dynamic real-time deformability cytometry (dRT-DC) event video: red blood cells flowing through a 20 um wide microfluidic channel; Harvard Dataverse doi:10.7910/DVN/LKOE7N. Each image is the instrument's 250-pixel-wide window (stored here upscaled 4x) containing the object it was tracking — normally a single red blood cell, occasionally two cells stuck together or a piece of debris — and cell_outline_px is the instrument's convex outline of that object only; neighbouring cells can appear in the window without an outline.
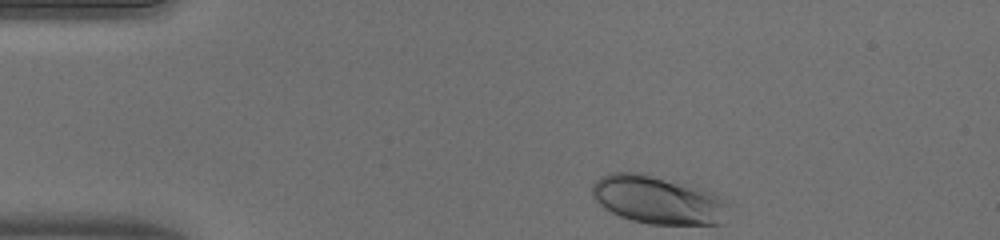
{"species": "human", "species_latin": "Homo sapiens", "temperature_condition": "warm", "stored_images_in_passage": 36, "camera_frame_rate_fps": 3000, "um_per_image_px": 0.085, "donor": {"sex": "male"}, "frame": {"image": 1, "passage_image": 1, "time_ms": 0.0, "image_size_px": [1000, 240], "cell_outline_px": [[728, 204], [724, 224], [648, 224], [632, 220], [620, 216], [604, 208], [592, 196], [592, 184], [600, 176], [612, 172], [644, 172], [692, 184], [712, 192], [728, 200]], "centroid_in_image_um": [55.95, 16.96], "position_along_channel_um": 29.1, "area_um2": 38.96}}
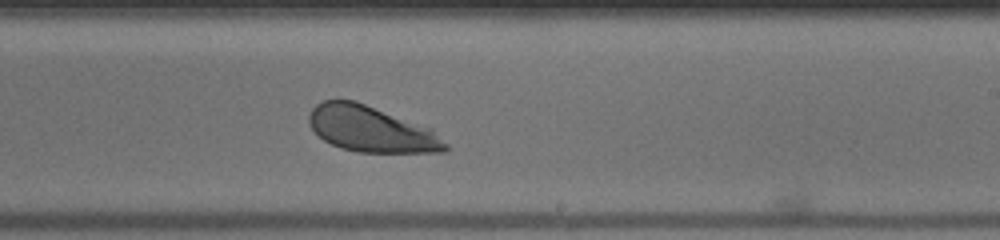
{"frame": {"image": 2, "passage_image": 23, "time_ms": 7.333, "image_size_px": [1000, 240], "cell_outline_px": [[448, 152], [356, 152], [340, 148], [324, 140], [308, 124], [308, 116], [312, 108], [316, 104], [324, 100], [356, 100], [432, 128], [448, 144]], "centroid_in_image_um": [31.57, 10.97], "position_along_channel_um": 257.4, "area_um2": 36.65}}
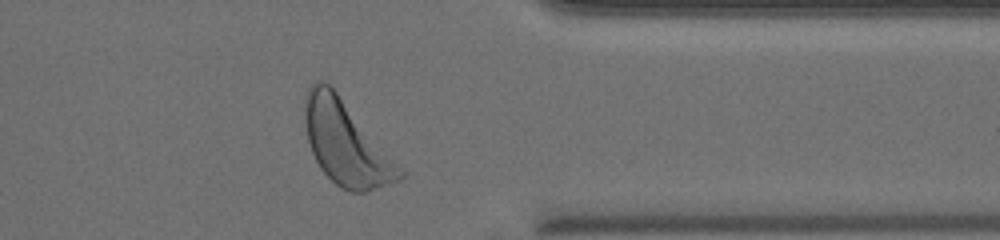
{"frame": {"image": 3, "passage_image": 33, "time_ms": 10.667, "image_size_px": [1000, 240], "cell_outline_px": [[404, 176], [400, 180], [364, 192], [352, 192], [340, 188], [320, 168], [312, 152], [308, 140], [304, 124], [304, 96], [308, 88], [316, 80], [324, 80], [332, 84], [404, 172]], "centroid_in_image_um": [29.36, 12.11], "position_along_channel_um": 382.0, "area_um2": 46.18}, "authors_computed_cell_mechanics": {"area_um2": 37.1943, "velocity_mm_per_s": 4.0014, "shape_relaxation_time_tau1_ms": 1.6697, "shape_relaxation_time_tau2_ms": null, "deformation_change_tau1": 0.1047, "deformation_change_tau2": null}}